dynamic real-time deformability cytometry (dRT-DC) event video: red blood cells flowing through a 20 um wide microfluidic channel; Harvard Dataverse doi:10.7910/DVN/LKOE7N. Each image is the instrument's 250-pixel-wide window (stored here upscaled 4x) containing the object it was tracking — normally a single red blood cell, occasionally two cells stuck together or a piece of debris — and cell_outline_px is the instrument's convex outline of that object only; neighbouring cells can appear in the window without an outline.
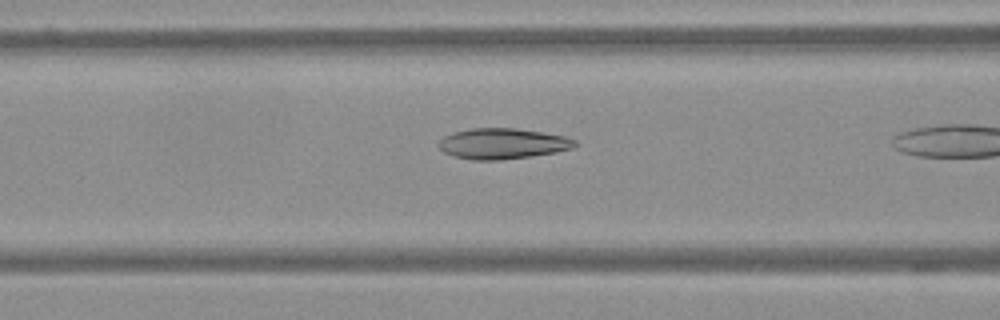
{"species": "Egyptian fruit bat (a non-hibernating species)", "species_latin": "Rousettus aegyptiacus", "temperature_condition": "warm", "stored_images_in_passage": 7, "camera_frame_rate_fps": 3000, "um_per_image_px": 0.085, "frame": {"image": 1, "passage_image": 5, "time_ms": 1.333, "image_size_px": [1000, 320], "cell_outline_px": [[580, 144], [572, 148], [556, 152], [532, 156], [500, 160], [472, 160], [452, 156], [444, 152], [436, 144], [444, 136], [452, 132], [472, 128], [516, 128], [564, 136], [576, 140]], "centroid_in_image_um": [42.7, 12.21], "position_along_channel_um": 123.9, "area_um2": 24.51}}